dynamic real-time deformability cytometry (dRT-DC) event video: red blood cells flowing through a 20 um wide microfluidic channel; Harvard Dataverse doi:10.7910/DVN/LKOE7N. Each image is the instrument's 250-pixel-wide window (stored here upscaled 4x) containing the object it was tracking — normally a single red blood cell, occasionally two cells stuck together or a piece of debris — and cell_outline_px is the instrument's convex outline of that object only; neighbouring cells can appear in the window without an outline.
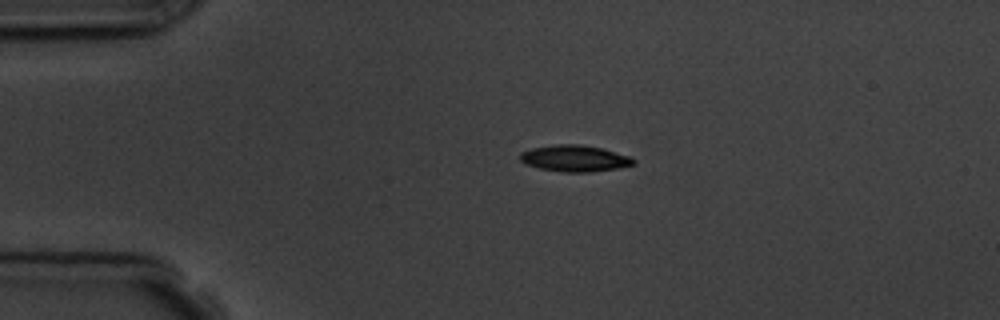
{"species": "common noctule bat (a hibernating species)", "species_latin": "Nyctalus noctula", "temperature_condition": "room temperature", "stored_images_in_passage": 4, "camera_frame_rate_fps": 3000, "um_per_image_px": 0.085, "animal": {"sex": "male", "body_mass_g": 19.5, "forearm_length_mm": 54.6}, "frame": {"image": 1, "passage_image": 3, "time_ms": 2.333, "image_size_px": [1000, 320], "cell_outline_px": [[636, 164], [616, 168], [592, 172], [564, 172], [540, 168], [524, 164], [520, 160], [520, 152], [532, 148], [556, 144], [576, 144], [600, 148], [628, 156], [636, 160]], "centroid_in_image_um": [48.82, 13.47], "position_along_channel_um": 36.2, "area_um2": 17.28}}